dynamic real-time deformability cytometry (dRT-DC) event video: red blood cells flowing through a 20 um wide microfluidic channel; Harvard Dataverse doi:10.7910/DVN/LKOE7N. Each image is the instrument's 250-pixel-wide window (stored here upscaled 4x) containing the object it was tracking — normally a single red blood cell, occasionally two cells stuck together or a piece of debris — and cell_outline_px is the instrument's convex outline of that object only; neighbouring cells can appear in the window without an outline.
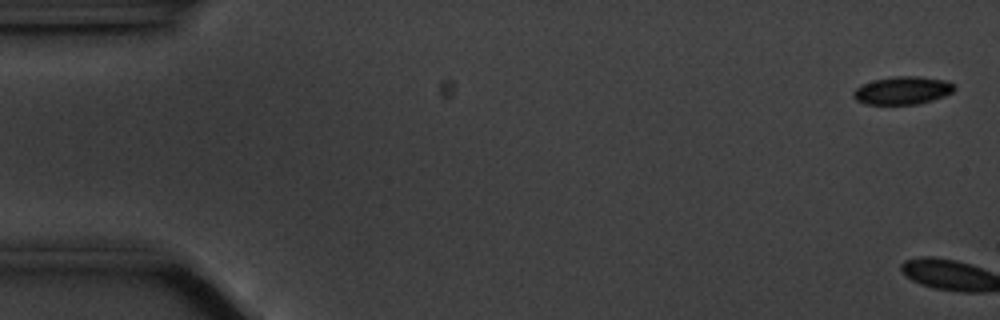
{"species": "common noctule bat (a hibernating species)", "species_latin": "Nyctalus noctula", "temperature_condition": "cold", "stored_images_in_passage": 4, "camera_frame_rate_fps": 3000, "um_per_image_px": 0.085, "animal": {"sex": "male", "body_mass_g": 20.1, "forearm_length_mm": 53.5}, "frame": {"image": 1, "passage_image": 2, "time_ms": 0.333, "image_size_px": [1000, 320], "cell_outline_px": [[956, 88], [952, 92], [944, 96], [932, 100], [916, 104], [864, 104], [856, 100], [852, 96], [852, 92], [856, 88], [864, 84], [876, 80], [896, 76], [916, 76], [948, 80], [956, 84]], "centroid_in_image_um": [76.75, 7.69], "position_along_channel_um": 8.2, "area_um2": 16.42}}